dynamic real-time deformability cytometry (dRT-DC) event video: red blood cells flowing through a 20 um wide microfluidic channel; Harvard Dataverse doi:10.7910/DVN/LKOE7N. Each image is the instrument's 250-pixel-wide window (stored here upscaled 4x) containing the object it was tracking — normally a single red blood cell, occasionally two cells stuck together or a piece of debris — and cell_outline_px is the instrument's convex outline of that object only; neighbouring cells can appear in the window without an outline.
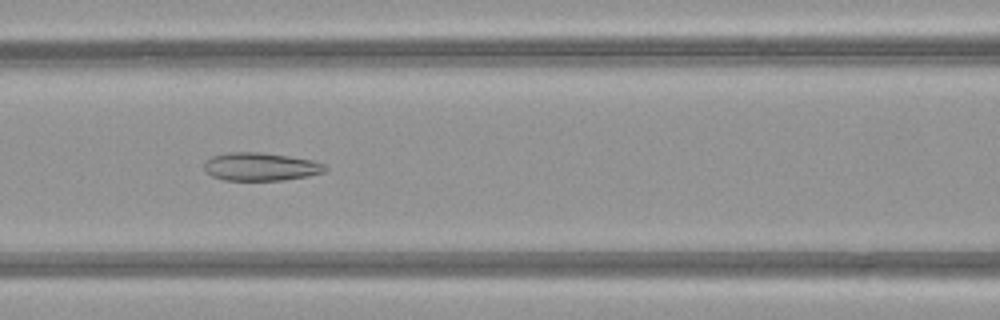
{"species": "common noctule bat (a hibernating species)", "species_latin": "Nyctalus noctula", "temperature_condition": "warm", "stored_images_in_passage": 48, "camera_frame_rate_fps": 3000, "um_per_image_px": 0.085, "animal": {"sex": "female", "body_mass_g": 21.9}, "frame": {"image": 1, "passage_image": 20, "time_ms": 6.333, "image_size_px": [1000, 320], "cell_outline_px": [[328, 168], [324, 172], [308, 176], [284, 180], [224, 180], [212, 176], [204, 172], [204, 164], [212, 156], [228, 152], [260, 152], [288, 156], [312, 160], [324, 164]], "centroid_in_image_um": [22.14, 14.17], "position_along_channel_um": 144.5, "area_um2": 19.83}}
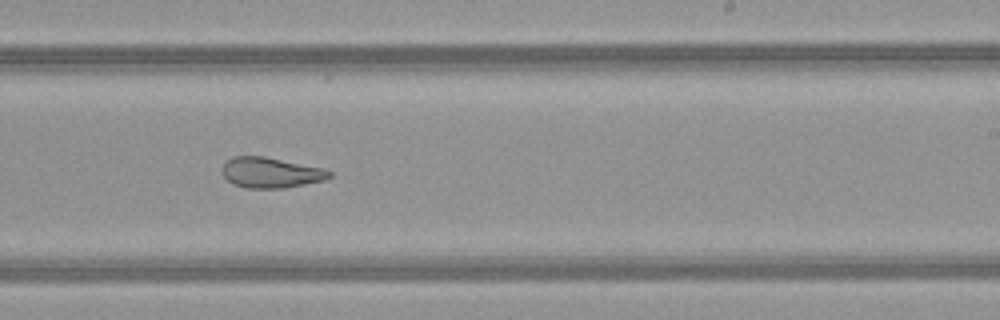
{"frame": {"image": 2, "passage_image": 29, "time_ms": 9.333, "image_size_px": [1000, 320], "cell_outline_px": [[332, 176], [324, 180], [284, 188], [244, 188], [232, 184], [224, 176], [224, 164], [232, 156], [264, 156], [324, 168], [332, 172]], "centroid_in_image_um": [23.04, 14.67], "position_along_channel_um": 266.0, "area_um2": 18.96}}
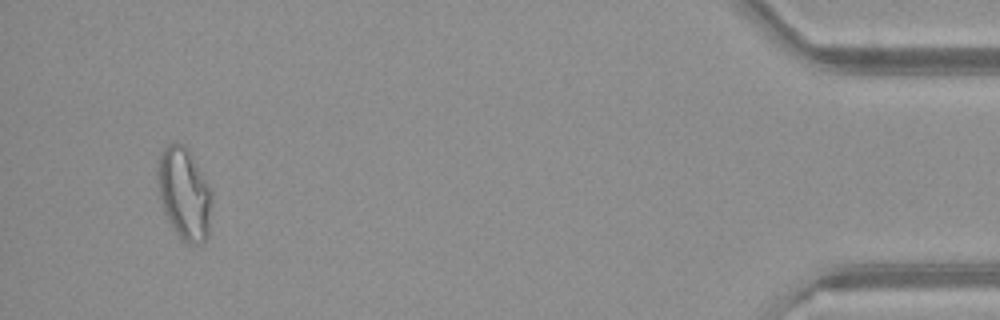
{"frame": {"image": 3, "passage_image": 46, "time_ms": 15.0, "image_size_px": [1000, 320], "cell_outline_px": [[212, 204], [208, 236], [200, 244], [188, 244], [180, 240], [168, 220], [164, 212], [160, 200], [156, 176], [156, 168], [160, 156], [164, 148], [172, 140], [184, 144], [188, 148], [212, 188]], "centroid_in_image_um": [15.67, 16.44], "position_along_channel_um": 419.5, "area_um2": 29.88}, "authors_computed_cell_mechanics": {"area_um2": 24.6806, "velocity_mm_per_s": 4.0596, "shape_relaxation_time_tau1_ms": null, "shape_relaxation_time_tau2_ms": 2.4951, "deformation_change_tau1": null, "deformation_change_tau2": 0.1115}}